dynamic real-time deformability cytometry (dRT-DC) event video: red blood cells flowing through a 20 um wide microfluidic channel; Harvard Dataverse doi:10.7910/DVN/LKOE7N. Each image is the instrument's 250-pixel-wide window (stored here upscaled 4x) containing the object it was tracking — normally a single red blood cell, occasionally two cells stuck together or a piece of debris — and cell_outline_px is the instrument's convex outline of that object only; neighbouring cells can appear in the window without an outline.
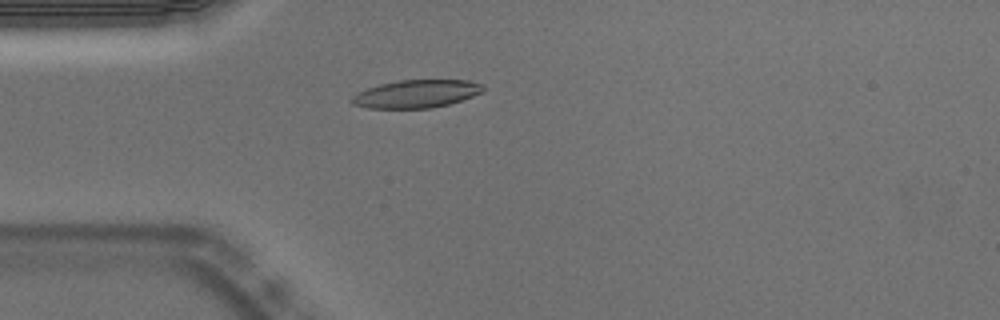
{"species": "Egyptian fruit bat (a non-hibernating species)", "species_latin": "Rousettus aegyptiacus", "temperature_condition": "warm", "stored_images_in_passage": 49, "camera_frame_rate_fps": 3000, "um_per_image_px": 0.085, "animal": {"sex": "male"}, "frame": {"image": 1, "passage_image": 10, "time_ms": 3.0, "image_size_px": [1000, 320], "cell_outline_px": [[484, 92], [448, 104], [432, 108], [368, 108], [352, 104], [352, 96], [356, 92], [380, 84], [400, 80], [468, 80], [484, 84]], "centroid_in_image_um": [35.4, 7.97], "position_along_channel_um": 49.6, "area_um2": 21.33}}
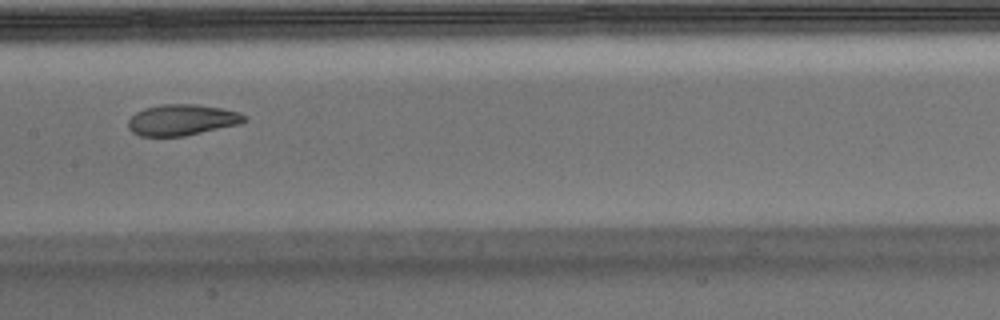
{"frame": {"image": 2, "passage_image": 22, "time_ms": 7.0, "image_size_px": [1000, 320], "cell_outline_px": [[248, 120], [240, 124], [184, 136], [140, 136], [132, 132], [128, 128], [128, 120], [136, 112], [144, 108], [160, 104], [196, 104], [220, 108], [240, 112], [248, 116]], "centroid_in_image_um": [15.48, 10.19], "position_along_channel_um": 191.9, "area_um2": 21.15}}
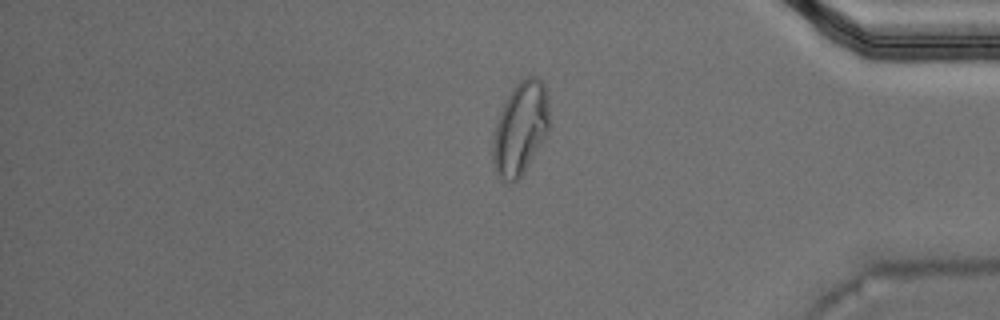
{"frame": {"image": 3, "passage_image": 40, "time_ms": 13.0, "image_size_px": [1000, 320], "cell_outline_px": [[548, 132], [544, 140], [524, 172], [516, 180], [508, 184], [500, 180], [496, 172], [492, 160], [492, 140], [496, 124], [500, 112], [512, 88], [520, 80], [528, 76], [536, 76], [548, 88]], "centroid_in_image_um": [44.23, 10.93], "position_along_channel_um": 391.0, "area_um2": 30.81}, "authors_computed_cell_mechanics": {"area_um2": 21.9062, "velocity_mm_per_s": 3.7447, "shape_relaxation_time_tau1_ms": null, "shape_relaxation_time_tau2_ms": 1.5472, "deformation_change_tau1": null, "deformation_change_tau2": 0.0713}}